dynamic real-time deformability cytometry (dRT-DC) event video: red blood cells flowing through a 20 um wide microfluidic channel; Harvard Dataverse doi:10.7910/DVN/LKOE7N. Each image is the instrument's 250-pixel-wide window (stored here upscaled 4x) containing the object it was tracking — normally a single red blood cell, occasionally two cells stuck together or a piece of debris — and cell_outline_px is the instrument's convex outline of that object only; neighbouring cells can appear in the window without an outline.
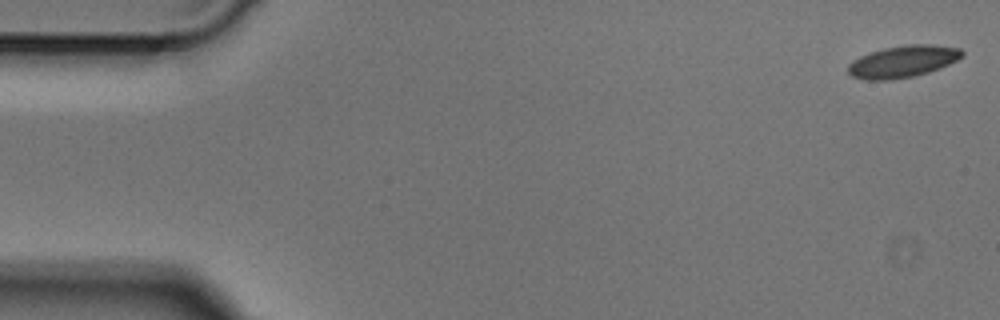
{"species": "Egyptian fruit bat (a non-hibernating species)", "species_latin": "Rousettus aegyptiacus", "temperature_condition": "cold", "stored_images_in_passage": 49, "camera_frame_rate_fps": 3000, "um_per_image_px": 0.085, "animal": {"sex": "male"}, "frame": {"image": 1, "passage_image": 1, "time_ms": 0.0, "image_size_px": [1000, 320], "cell_outline_px": [[964, 56], [940, 68], [928, 72], [912, 76], [892, 80], [864, 80], [852, 76], [848, 72], [848, 64], [852, 60], [860, 56], [884, 48], [908, 44], [932, 44], [960, 48], [964, 52]], "centroid_in_image_um": [76.74, 5.22], "position_along_channel_um": 8.3, "area_um2": 21.21}}
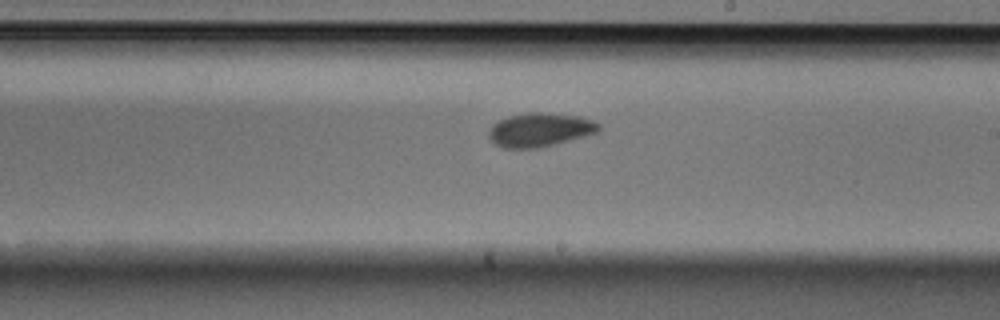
{"frame": {"image": 2, "passage_image": 28, "time_ms": 9.0, "image_size_px": [1000, 320], "cell_outline_px": [[600, 128], [596, 132], [584, 136], [540, 148], [504, 148], [496, 144], [488, 136], [488, 132], [492, 124], [508, 116], [528, 112], [540, 112], [580, 116], [592, 120], [600, 124]], "centroid_in_image_um": [45.87, 11.03], "position_along_channel_um": 243.1, "area_um2": 21.56}}
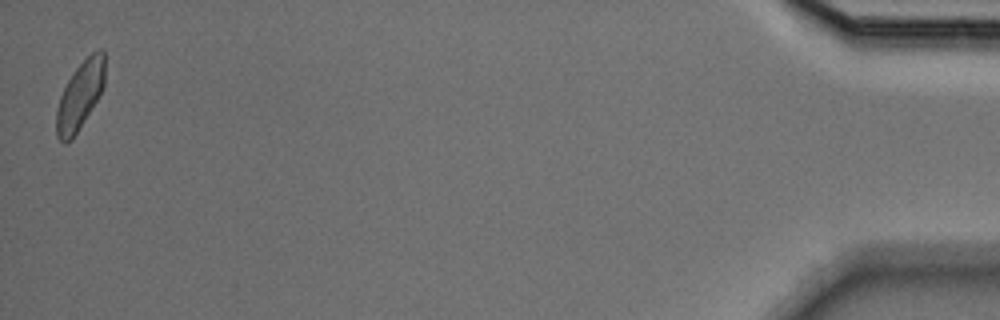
{"frame": {"image": 3, "passage_image": 49, "time_ms": 16.0, "image_size_px": [1000, 320], "cell_outline_px": [[104, 84], [96, 100], [72, 140], [64, 144], [56, 136], [56, 108], [60, 96], [68, 80], [76, 68], [92, 52], [100, 48], [104, 48]], "centroid_in_image_um": [6.78, 8.12], "position_along_channel_um": 428.4, "area_um2": 18.9}}